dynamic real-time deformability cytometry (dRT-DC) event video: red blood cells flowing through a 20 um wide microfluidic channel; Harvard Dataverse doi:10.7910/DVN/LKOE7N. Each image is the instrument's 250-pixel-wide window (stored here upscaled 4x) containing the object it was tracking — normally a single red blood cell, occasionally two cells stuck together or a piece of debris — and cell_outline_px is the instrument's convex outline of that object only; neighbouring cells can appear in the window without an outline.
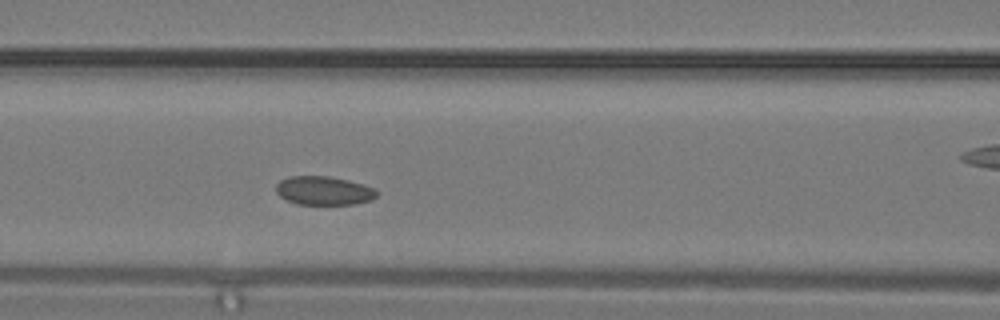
{"species": "common noctule bat (a hibernating species)", "species_latin": "Nyctalus noctula", "temperature_condition": "warm", "stored_images_in_passage": 8, "segment_of_instrument_passage": [1, 2], "camera_frame_rate_fps": 3000, "um_per_image_px": 0.085, "animal": {"sex": "male", "body_mass_g": 19.2, "forearm_length_mm": 51.8}, "frame": {"image": 1, "passage_image": 7, "time_ms": 2.0, "image_size_px": [1000, 320], "cell_outline_px": [[376, 196], [372, 200], [352, 204], [296, 204], [280, 196], [276, 192], [276, 184], [280, 180], [288, 176], [328, 176], [348, 180], [364, 184], [376, 188]], "centroid_in_image_um": [27.52, 16.2], "position_along_channel_um": 139.1, "area_um2": 16.88}}